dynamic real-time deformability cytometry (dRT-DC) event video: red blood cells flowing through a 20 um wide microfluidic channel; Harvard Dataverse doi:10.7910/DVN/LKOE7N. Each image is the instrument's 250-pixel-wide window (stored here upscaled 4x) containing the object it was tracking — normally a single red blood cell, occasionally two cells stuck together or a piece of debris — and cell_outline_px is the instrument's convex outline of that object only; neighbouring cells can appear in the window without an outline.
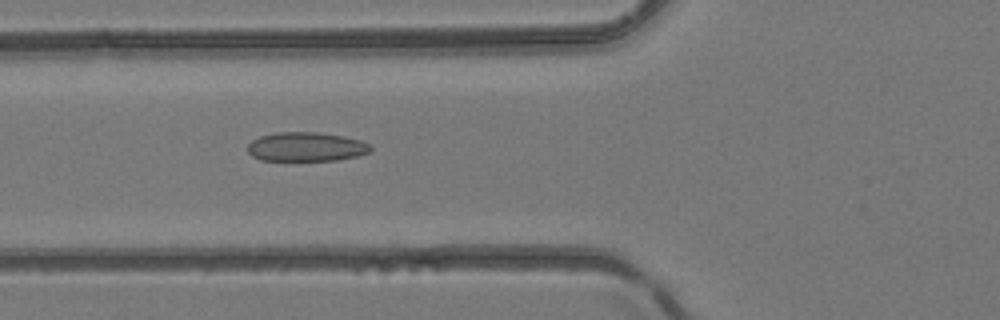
{"species": "common noctule bat (a hibernating species)", "species_latin": "Nyctalus noctula", "temperature_condition": "room temperature", "stored_images_in_passage": 6, "camera_frame_rate_fps": 3000, "um_per_image_px": 0.085, "animal": {"sex": "female", "body_mass_g": 24.6, "forearm_length_mm": 56.2}, "frame": {"image": 1, "passage_image": 6, "time_ms": 6.0, "image_size_px": [1000, 320], "cell_outline_px": [[372, 148], [368, 152], [356, 156], [336, 160], [260, 160], [252, 156], [248, 152], [248, 144], [252, 140], [260, 136], [276, 132], [316, 132], [344, 136], [360, 140], [368, 144]], "centroid_in_image_um": [25.99, 12.47], "position_along_channel_um": 99.8, "area_um2": 20.75}}